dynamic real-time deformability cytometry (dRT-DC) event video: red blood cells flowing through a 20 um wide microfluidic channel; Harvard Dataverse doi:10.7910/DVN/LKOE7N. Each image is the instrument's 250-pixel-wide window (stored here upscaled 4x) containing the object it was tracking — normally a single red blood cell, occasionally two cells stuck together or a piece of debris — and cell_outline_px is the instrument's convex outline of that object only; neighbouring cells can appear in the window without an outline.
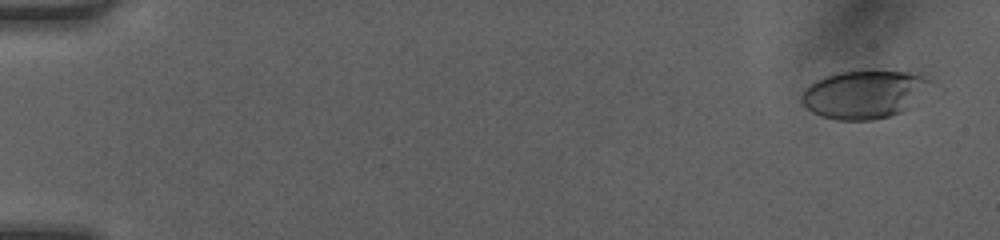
{"species": "human", "species_latin": "Homo sapiens", "temperature_condition": "room temperature", "stored_images_in_passage": 50, "camera_frame_rate_fps": 3000, "um_per_image_px": 0.085, "donor": {"sex": "female"}, "frame": {"image": 1, "passage_image": 3, "time_ms": 0.667, "image_size_px": [1000, 240], "cell_outline_px": [[944, 92], [900, 112], [888, 116], [872, 120], [836, 120], [820, 116], [812, 112], [804, 104], [804, 92], [808, 84], [824, 76], [840, 72], [864, 68], [872, 68], [908, 72], [936, 80], [944, 88]], "centroid_in_image_um": [73.79, 7.96], "position_along_channel_um": 11.2, "area_um2": 38.78}}
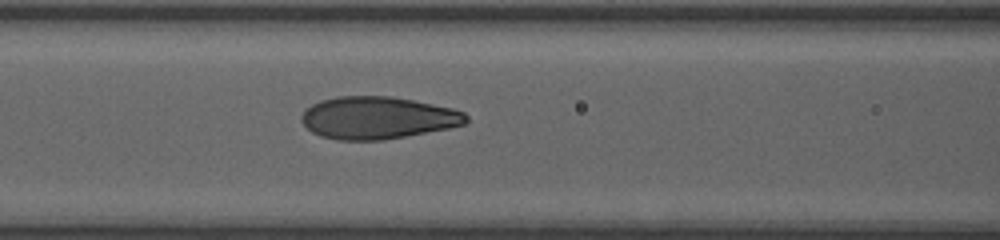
{"frame": {"image": 2, "passage_image": 23, "time_ms": 7.333, "image_size_px": [1000, 240], "cell_outline_px": [[468, 120], [464, 124], [448, 128], [384, 140], [340, 140], [320, 136], [312, 132], [300, 120], [300, 116], [312, 104], [320, 100], [336, 96], [392, 96], [452, 108], [464, 112], [468, 116]], "centroid_in_image_um": [32.08, 10.01], "position_along_channel_um": 134.5, "area_um2": 40.52}}
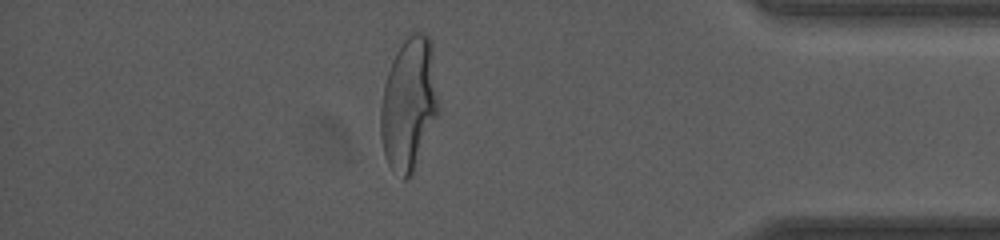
{"frame": {"image": 3, "passage_image": 44, "time_ms": 14.333, "image_size_px": [1000, 240], "cell_outline_px": [[440, 112], [412, 172], [408, 180], [404, 180], [392, 172], [388, 164], [384, 152], [380, 136], [380, 108], [384, 84], [392, 60], [404, 32], [412, 28], [424, 32], [432, 40], [440, 104]], "centroid_in_image_um": [34.78, 8.72], "position_along_channel_um": 400.4, "area_um2": 46.36}, "authors_computed_cell_mechanics": {"area_um2": 40.2577, "velocity_mm_per_s": 4.2217, "shape_relaxation_time_tau1_ms": 4.9741, "shape_relaxation_time_tau2_ms": null, "deformation_change_tau1": 0.21, "deformation_change_tau2": null}}